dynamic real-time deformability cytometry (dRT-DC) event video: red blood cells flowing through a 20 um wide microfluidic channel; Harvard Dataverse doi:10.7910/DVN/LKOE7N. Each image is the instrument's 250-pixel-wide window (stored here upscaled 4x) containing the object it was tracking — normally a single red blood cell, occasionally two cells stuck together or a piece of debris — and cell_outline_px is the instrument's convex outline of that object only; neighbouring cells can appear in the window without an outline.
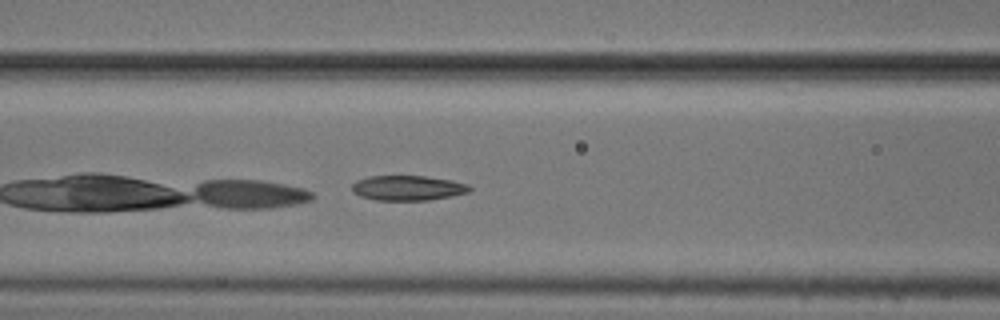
{"species": "common noctule bat (a hibernating species)", "species_latin": "Nyctalus noctula", "temperature_condition": "cold", "stored_images_in_passage": 33, "camera_frame_rate_fps": 3000, "um_per_image_px": 0.085, "animal": {"sex": "male", "body_mass_g": 20.5, "forearm_length_mm": 52.5}, "frame": {"image": 1, "passage_image": 6, "time_ms": 1.667, "image_size_px": [1000, 320], "cell_outline_px": [[472, 188], [468, 192], [452, 196], [428, 200], [376, 200], [360, 196], [352, 192], [352, 184], [356, 180], [368, 176], [424, 176], [452, 180], [468, 184]], "centroid_in_image_um": [34.65, 15.97], "position_along_channel_um": 132.0, "area_um2": 17.17}}